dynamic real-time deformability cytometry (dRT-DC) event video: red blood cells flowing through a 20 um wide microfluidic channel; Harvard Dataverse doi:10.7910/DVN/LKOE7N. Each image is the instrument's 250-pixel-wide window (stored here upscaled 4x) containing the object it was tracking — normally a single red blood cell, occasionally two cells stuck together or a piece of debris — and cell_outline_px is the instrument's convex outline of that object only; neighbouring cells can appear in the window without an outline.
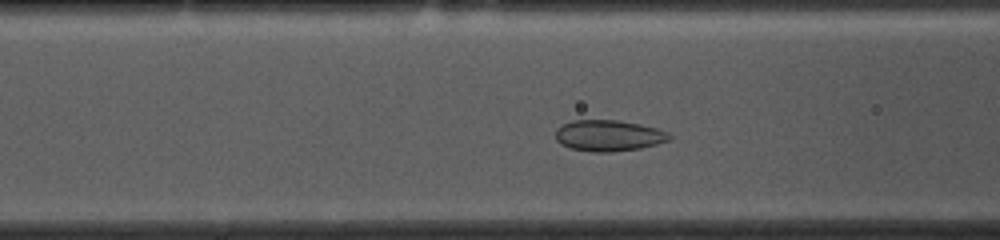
{"species": "common noctule bat (a hibernating species)", "species_latin": "Nyctalus noctula", "temperature_condition": "cold", "stored_images_in_passage": 49, "camera_frame_rate_fps": 3000, "um_per_image_px": 0.085, "animal": {"sex": "female", "body_mass_g": 10.0, "forearm_length_mm": 53.1}, "frame": {"image": 1, "passage_image": 15, "time_ms": 4.667, "image_size_px": [1000, 240], "cell_outline_px": [[672, 136], [668, 140], [656, 144], [640, 148], [612, 152], [592, 152], [572, 148], [560, 144], [556, 140], [556, 128], [572, 120], [616, 120], [640, 124], [656, 128], [668, 132]], "centroid_in_image_um": [51.72, 11.52], "position_along_channel_um": 114.9, "area_um2": 20.58}}
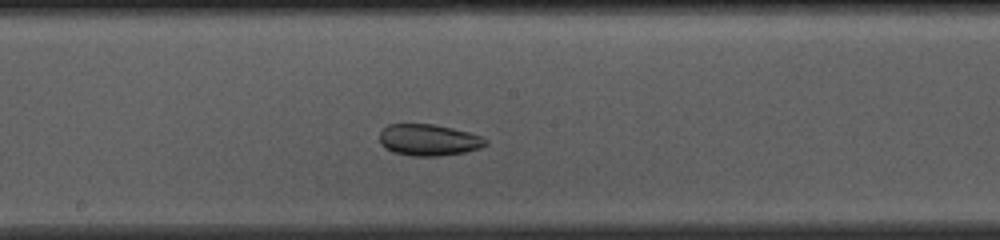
{"frame": {"image": 2, "passage_image": 23, "time_ms": 7.333, "image_size_px": [1000, 240], "cell_outline_px": [[488, 144], [480, 148], [464, 152], [440, 156], [412, 156], [392, 152], [384, 148], [380, 144], [380, 132], [388, 124], [432, 124], [452, 128], [468, 132], [480, 136], [488, 140]], "centroid_in_image_um": [36.42, 11.9], "position_along_channel_um": 211.8, "area_um2": 19.54}}
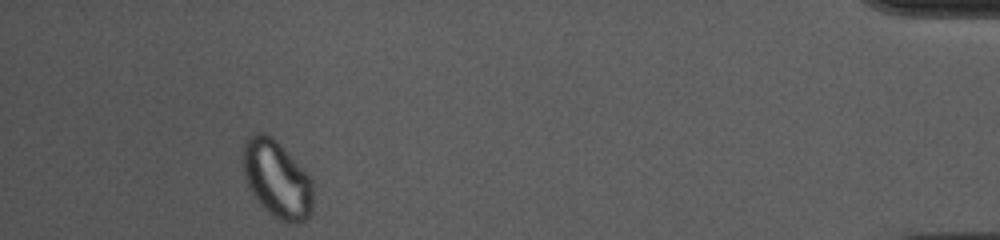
{"frame": {"image": 3, "passage_image": 45, "time_ms": 14.667, "image_size_px": [1000, 240], "cell_outline_px": [[312, 212], [304, 220], [296, 224], [292, 224], [280, 220], [272, 216], [260, 204], [252, 192], [244, 176], [240, 152], [248, 136], [252, 132], [260, 132], [272, 136], [276, 140], [312, 180]], "centroid_in_image_um": [23.49, 15.21], "position_along_channel_um": 411.7, "area_um2": 31.62}}